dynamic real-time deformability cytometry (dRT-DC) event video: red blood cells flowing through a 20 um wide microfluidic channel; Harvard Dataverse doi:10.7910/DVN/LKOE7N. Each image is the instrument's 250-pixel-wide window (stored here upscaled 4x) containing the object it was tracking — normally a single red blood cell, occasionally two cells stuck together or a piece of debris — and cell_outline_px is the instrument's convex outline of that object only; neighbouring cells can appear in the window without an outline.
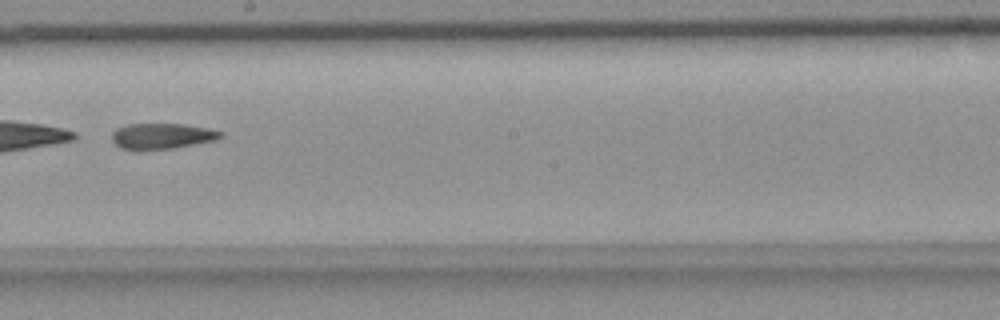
{"species": "common noctule bat (a hibernating species)", "species_latin": "Nyctalus noctula", "temperature_condition": "room temperature", "stored_images_in_passage": 54, "segment_of_instrument_passage": [2, 2], "camera_frame_rate_fps": 3000, "um_per_image_px": 0.085, "animal": {"sex": "female", "body_mass_g": 18.4}, "frame": {"image": 1, "passage_image": 31, "time_ms": 10.0, "image_size_px": [1000, 320], "cell_outline_px": [[224, 136], [216, 140], [172, 148], [136, 152], [120, 148], [112, 140], [112, 132], [116, 128], [128, 124], [184, 124], [208, 128], [224, 132]], "centroid_in_image_um": [13.74, 11.59], "position_along_channel_um": 234.5, "area_um2": 16.7}}
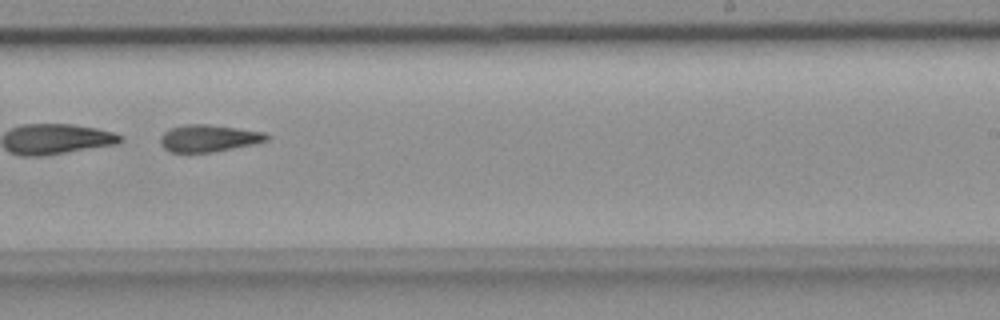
{"frame": {"image": 2, "passage_image": 34, "time_ms": 11.0, "image_size_px": [1000, 320], "cell_outline_px": [[268, 140], [256, 144], [212, 152], [172, 152], [164, 148], [160, 144], [160, 136], [164, 132], [172, 128], [184, 124], [208, 124], [264, 132], [268, 136]], "centroid_in_image_um": [17.73, 11.75], "position_along_channel_um": 271.3, "area_um2": 16.7}}